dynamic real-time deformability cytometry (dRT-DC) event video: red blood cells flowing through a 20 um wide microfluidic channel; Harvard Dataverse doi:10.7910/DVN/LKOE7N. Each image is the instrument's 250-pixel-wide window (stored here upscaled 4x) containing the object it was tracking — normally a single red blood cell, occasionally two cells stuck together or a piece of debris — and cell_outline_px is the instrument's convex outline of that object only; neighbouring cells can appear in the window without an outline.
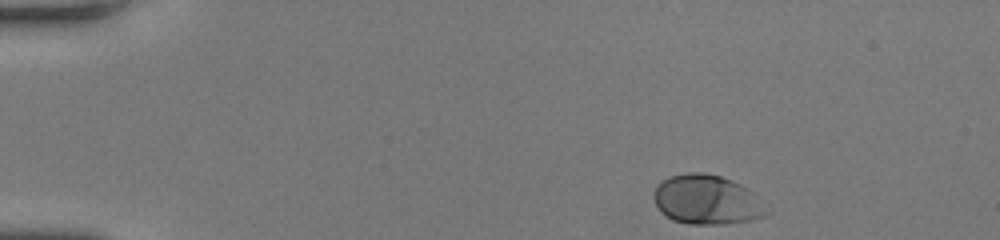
{"species": "human", "species_latin": "Homo sapiens", "temperature_condition": "room temperature", "stored_images_in_passage": 44, "camera_frame_rate_fps": 3000, "um_per_image_px": 0.085, "donor": {"sex": "female"}, "frame": {"image": 1, "passage_image": 1, "time_ms": 0.0, "image_size_px": [1000, 240], "cell_outline_px": [[772, 208], [764, 216], [752, 220], [724, 224], [692, 224], [672, 220], [660, 212], [652, 196], [652, 192], [656, 184], [660, 180], [668, 176], [688, 172], [704, 172], [720, 176], [732, 180], [748, 188]], "centroid_in_image_um": [60.09, 16.97], "position_along_channel_um": 24.9, "area_um2": 33.29}}
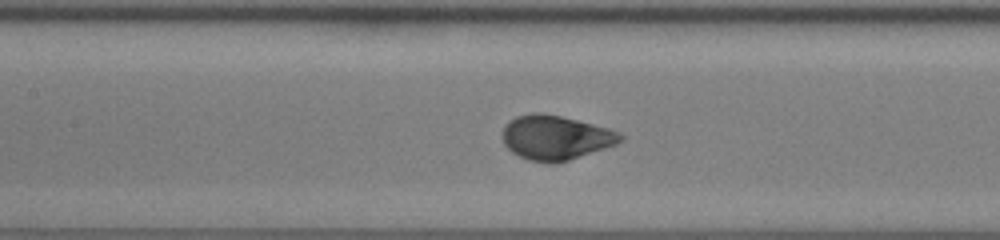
{"frame": {"image": 2, "passage_image": 18, "time_ms": 5.667, "image_size_px": [1000, 240], "cell_outline_px": [[624, 140], [616, 144], [556, 164], [548, 164], [528, 160], [512, 152], [504, 144], [504, 128], [508, 120], [516, 116], [532, 112], [540, 112], [560, 116], [608, 128], [620, 132], [624, 136]], "centroid_in_image_um": [47.22, 11.7], "position_along_channel_um": 160.2, "area_um2": 30.46}}
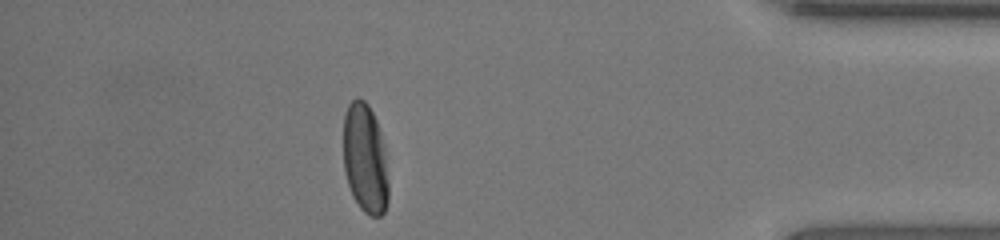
{"frame": {"image": 3, "passage_image": 38, "time_ms": 12.333, "image_size_px": [1000, 240], "cell_outline_px": [[388, 200], [384, 212], [380, 216], [368, 216], [360, 208], [352, 196], [344, 172], [344, 116], [348, 104], [356, 96], [364, 100], [368, 104], [376, 120], [380, 132], [384, 148], [388, 180]], "centroid_in_image_um": [31.03, 13.5], "position_along_channel_um": 404.2, "area_um2": 28.96}, "authors_computed_cell_mechanics": {"area_um2": 30.2005, "velocity_mm_per_s": 4.2091, "shape_relaxation_time_tau1_ms": 2.1334, "shape_relaxation_time_tau2_ms": null, "deformation_change_tau1": 0.1388, "deformation_change_tau2": null}}